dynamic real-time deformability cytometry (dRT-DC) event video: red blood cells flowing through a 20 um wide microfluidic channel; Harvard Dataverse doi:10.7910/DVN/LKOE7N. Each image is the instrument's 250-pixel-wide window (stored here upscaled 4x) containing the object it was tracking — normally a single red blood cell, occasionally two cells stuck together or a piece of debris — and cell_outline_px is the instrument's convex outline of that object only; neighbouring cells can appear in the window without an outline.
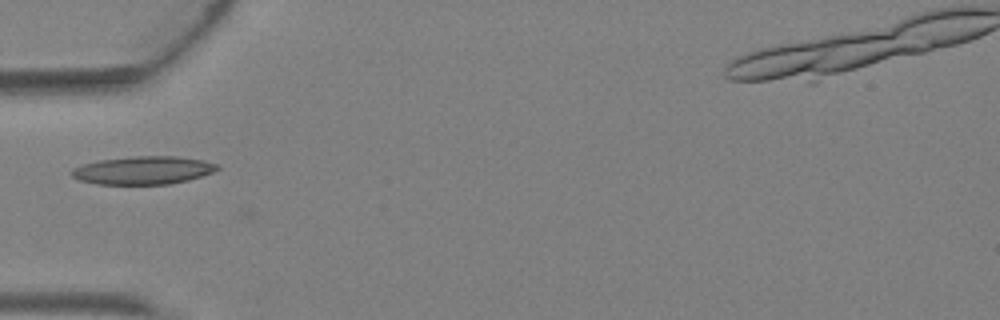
{"species": "Egyptian fruit bat (a non-hibernating species)", "species_latin": "Rousettus aegyptiacus", "temperature_condition": "warm", "stored_images_in_passage": 3, "camera_frame_rate_fps": 3000, "um_per_image_px": 0.085, "animal": {"sex": "female"}, "frame": {"image": 1, "passage_image": 3, "time_ms": 0.667, "image_size_px": [1000, 320], "cell_outline_px": [[220, 168], [212, 172], [188, 180], [168, 184], [96, 184], [80, 180], [72, 176], [68, 172], [72, 168], [84, 164], [100, 160], [132, 156], [176, 156], [204, 160], [220, 164]], "centroid_in_image_um": [12.17, 14.47], "position_along_channel_um": 72.8, "area_um2": 23.87}}